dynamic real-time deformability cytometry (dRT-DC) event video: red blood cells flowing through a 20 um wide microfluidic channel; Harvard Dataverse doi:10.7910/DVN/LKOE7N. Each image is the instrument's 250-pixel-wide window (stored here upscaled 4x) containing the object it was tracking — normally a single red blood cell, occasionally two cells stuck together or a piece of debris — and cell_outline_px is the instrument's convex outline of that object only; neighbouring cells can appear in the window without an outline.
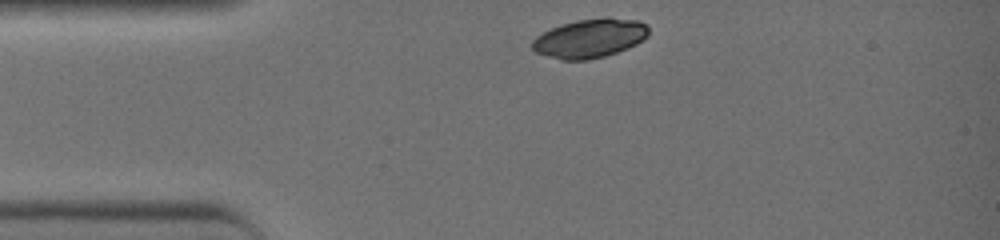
{"species": "common noctule bat (a hibernating species)", "species_latin": "Nyctalus noctula", "temperature_condition": "warm", "stored_images_in_passage": 28, "camera_frame_rate_fps": 3000, "um_per_image_px": 0.085, "animal": {"sex": "female", "body_mass_g": 19.0, "forearm_length_mm": 51.5}, "frame": {"image": 1, "passage_image": 1, "time_ms": 0.0, "image_size_px": [1000, 240], "cell_outline_px": [[648, 36], [636, 44], [628, 48], [604, 56], [588, 60], [560, 60], [536, 52], [532, 48], [532, 40], [536, 36], [552, 28], [576, 20], [604, 16], [608, 16], [636, 20], [644, 24], [648, 28]], "centroid_in_image_um": [50.14, 3.25], "position_along_channel_um": 34.9, "area_um2": 26.41}}
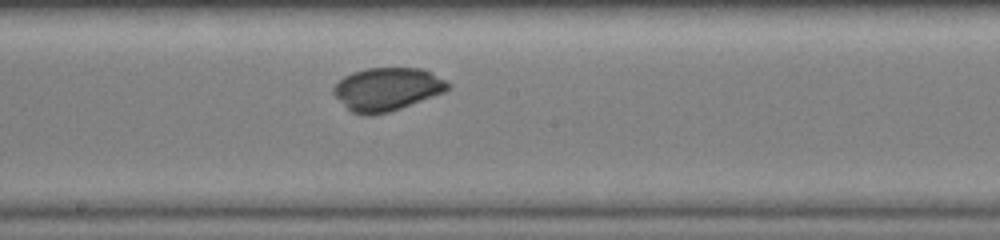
{"frame": {"image": 2, "passage_image": 15, "time_ms": 4.667, "image_size_px": [1000, 240], "cell_outline_px": [[452, 88], [444, 92], [400, 108], [388, 112], [352, 112], [332, 92], [332, 88], [344, 76], [352, 72], [368, 68], [420, 68], [448, 80], [452, 84]], "centroid_in_image_um": [32.96, 7.53], "position_along_channel_um": 215.2, "area_um2": 28.03}}
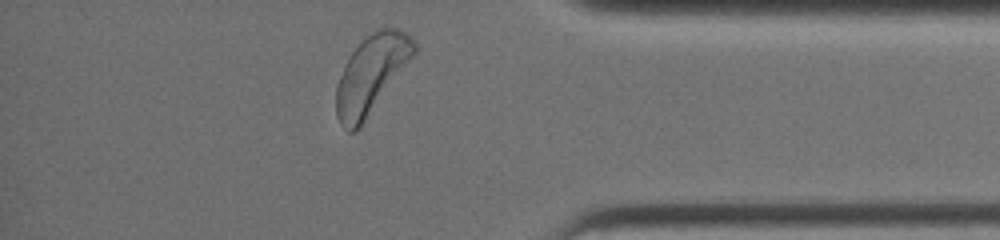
{"frame": {"image": 3, "passage_image": 28, "time_ms": 9.0, "image_size_px": [1000, 240], "cell_outline_px": [[416, 52], [356, 132], [348, 132], [340, 120], [336, 112], [336, 84], [348, 56], [372, 32], [384, 24], [400, 28], [408, 32], [416, 44]], "centroid_in_image_um": [31.57, 6.25], "position_along_channel_um": 403.6, "area_um2": 35.08}, "authors_computed_cell_mechanics": {"area_um2": 28.3798, "velocity_mm_per_s": 4.5791, "shape_relaxation_time_tau1_ms": 4.2441, "shape_relaxation_time_tau2_ms": null, "deformation_change_tau1": 0.2964, "deformation_change_tau2": null}}